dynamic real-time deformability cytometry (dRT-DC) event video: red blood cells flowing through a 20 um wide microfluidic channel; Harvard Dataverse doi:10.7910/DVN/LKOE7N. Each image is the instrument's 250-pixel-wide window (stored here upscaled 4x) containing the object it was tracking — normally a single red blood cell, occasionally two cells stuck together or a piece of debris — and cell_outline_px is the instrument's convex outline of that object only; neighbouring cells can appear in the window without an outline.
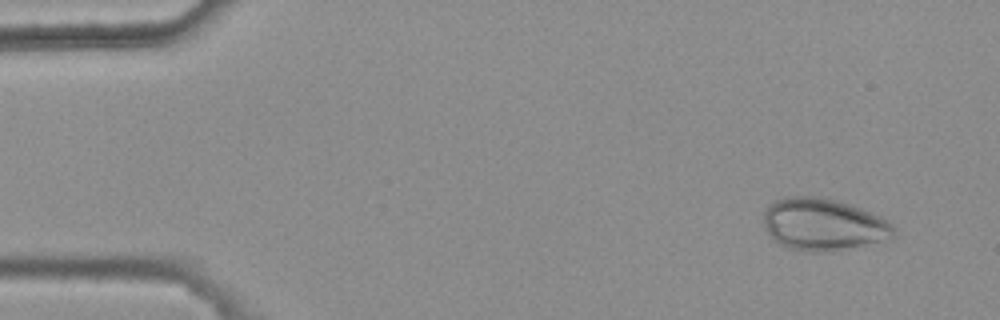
{"species": "common noctule bat (a hibernating species)", "species_latin": "Nyctalus noctula", "temperature_condition": "warm", "stored_images_in_passage": 4, "camera_frame_rate_fps": 3000, "um_per_image_px": 0.085, "animal": {"sex": "female", "body_mass_g": 25.1}, "frame": {"image": 1, "passage_image": 1, "time_ms": 0.0, "image_size_px": [1000, 320], "cell_outline_px": [[896, 236], [832, 252], [808, 252], [788, 248], [780, 244], [764, 228], [764, 212], [768, 204], [772, 200], [784, 196], [820, 196], [836, 200], [860, 208], [880, 216], [888, 220], [896, 228]], "centroid_in_image_um": [69.95, 19.06], "position_along_channel_um": 15.0, "area_um2": 39.71}}